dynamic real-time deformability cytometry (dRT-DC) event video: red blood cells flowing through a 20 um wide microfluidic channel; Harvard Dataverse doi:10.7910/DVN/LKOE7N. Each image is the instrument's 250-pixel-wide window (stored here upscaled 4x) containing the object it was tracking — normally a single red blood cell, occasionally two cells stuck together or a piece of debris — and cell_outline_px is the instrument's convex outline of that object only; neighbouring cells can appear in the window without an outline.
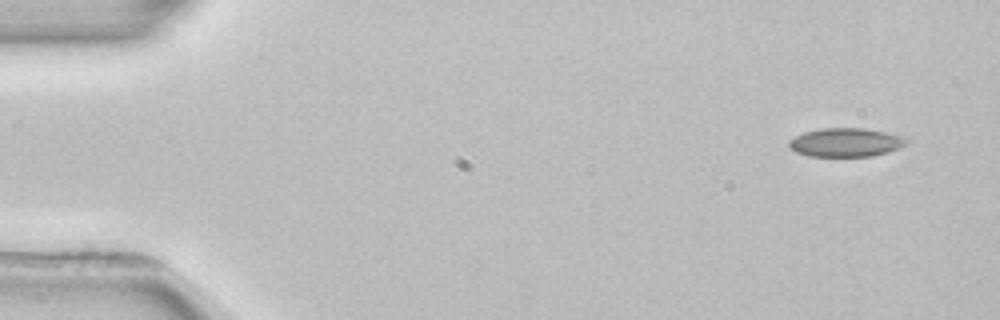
{"species": "common noctule bat (a hibernating species)", "species_latin": "Nyctalus noctula", "temperature_condition": "room temperature", "stored_images_in_passage": 4, "camera_frame_rate_fps": 3000, "um_per_image_px": 0.085, "animal": {"sex": "female", "body_mass_g": 22.7, "forearm_length_mm": 54.2}, "frame": {"image": 1, "passage_image": 1, "time_ms": 0.0, "image_size_px": [1000, 320], "cell_outline_px": [[912, 140], [908, 144], [900, 148], [888, 152], [872, 156], [808, 156], [796, 152], [788, 144], [788, 140], [804, 132], [820, 128], [864, 128], [904, 136]], "centroid_in_image_um": [71.95, 12.1], "position_along_channel_um": 13.1, "area_um2": 19.83}}